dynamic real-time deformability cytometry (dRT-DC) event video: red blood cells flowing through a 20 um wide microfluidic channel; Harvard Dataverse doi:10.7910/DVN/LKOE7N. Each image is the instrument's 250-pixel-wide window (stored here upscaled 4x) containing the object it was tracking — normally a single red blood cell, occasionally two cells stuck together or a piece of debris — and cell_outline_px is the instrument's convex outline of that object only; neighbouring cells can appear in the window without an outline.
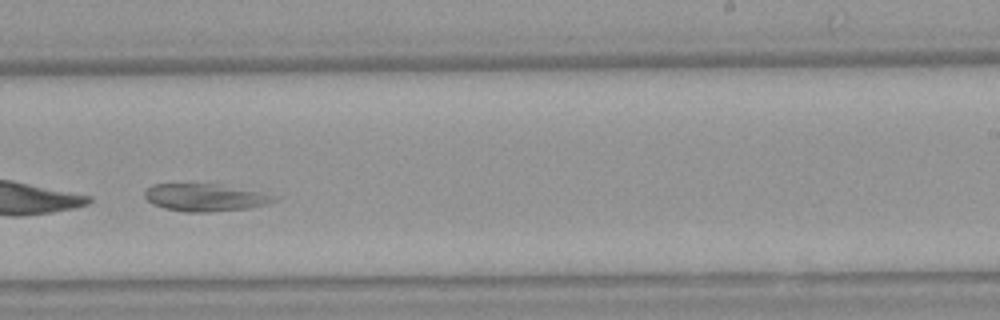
{"species": "Egyptian fruit bat (a non-hibernating species)", "species_latin": "Rousettus aegyptiacus", "temperature_condition": "warm", "stored_images_in_passage": 53, "camera_frame_rate_fps": 3000, "um_per_image_px": 0.085, "animal": {"sex": "female"}, "frame": {"image": 1, "passage_image": 33, "time_ms": 10.667, "image_size_px": [1000, 320], "cell_outline_px": [[280, 200], [248, 208], [208, 212], [184, 212], [164, 208], [152, 204], [144, 196], [144, 192], [152, 184], [220, 184], [260, 192]], "centroid_in_image_um": [17.37, 16.79], "position_along_channel_um": 271.6, "area_um2": 20.46}}
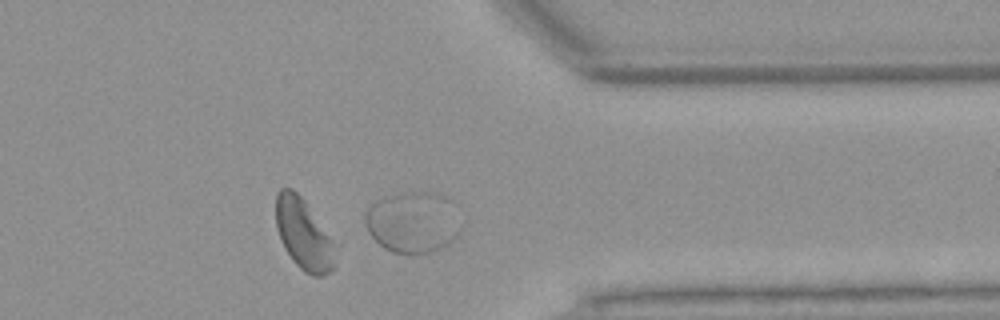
{"frame": {"image": 2, "passage_image": 42, "time_ms": 13.667, "image_size_px": [1000, 320], "cell_outline_px": [[456, 236], [452, 240], [440, 248], [416, 256], [392, 252], [384, 248], [368, 232], [364, 220], [364, 216], [368, 204], [376, 200], [400, 192], [436, 192], [444, 196], [448, 200], [456, 232]], "centroid_in_image_um": [34.93, 18.9], "position_along_channel_um": 376.5, "area_um2": 33.41}}